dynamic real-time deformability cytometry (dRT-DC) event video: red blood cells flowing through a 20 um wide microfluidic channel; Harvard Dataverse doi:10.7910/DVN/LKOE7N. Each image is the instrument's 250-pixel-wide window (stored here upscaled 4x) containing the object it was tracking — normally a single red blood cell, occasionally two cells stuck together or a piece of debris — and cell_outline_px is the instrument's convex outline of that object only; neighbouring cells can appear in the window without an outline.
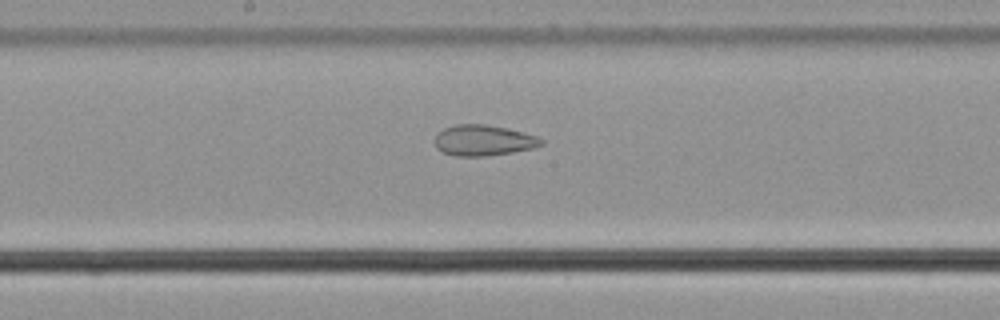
{"species": "common noctule bat (a hibernating species)", "species_latin": "Nyctalus noctula", "temperature_condition": "cold", "stored_images_in_passage": 39, "camera_frame_rate_fps": 3000, "um_per_image_px": 0.085, "animal": {"sex": "male", "body_mass_g": 21.5, "forearm_length_mm": 52.0}, "frame": {"image": 1, "passage_image": 20, "time_ms": 6.333, "image_size_px": [1000, 320], "cell_outline_px": [[544, 144], [532, 148], [512, 152], [488, 156], [456, 156], [444, 152], [436, 148], [436, 136], [444, 128], [456, 124], [484, 124], [504, 128], [536, 136], [544, 140]], "centroid_in_image_um": [41.09, 11.94], "position_along_channel_um": 207.1, "area_um2": 18.79}}
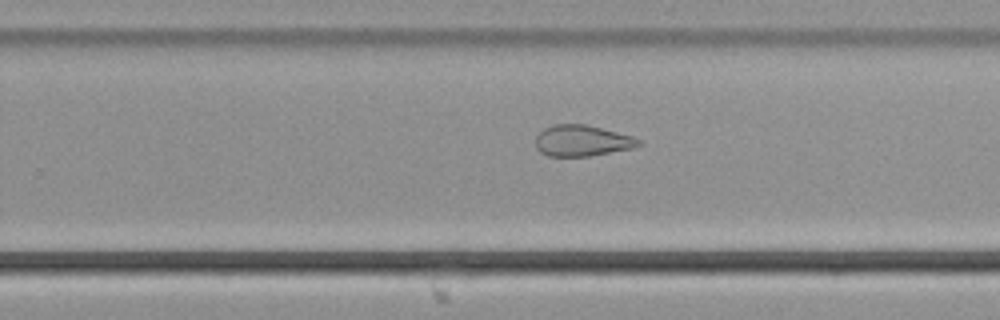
{"frame": {"image": 2, "passage_image": 26, "time_ms": 8.333, "image_size_px": [1000, 320], "cell_outline_px": [[644, 144], [632, 148], [588, 156], [548, 156], [540, 152], [536, 148], [536, 136], [544, 128], [556, 124], [584, 124], [632, 136], [640, 140]], "centroid_in_image_um": [49.46, 11.96], "position_along_channel_um": 280.3, "area_um2": 18.5}}
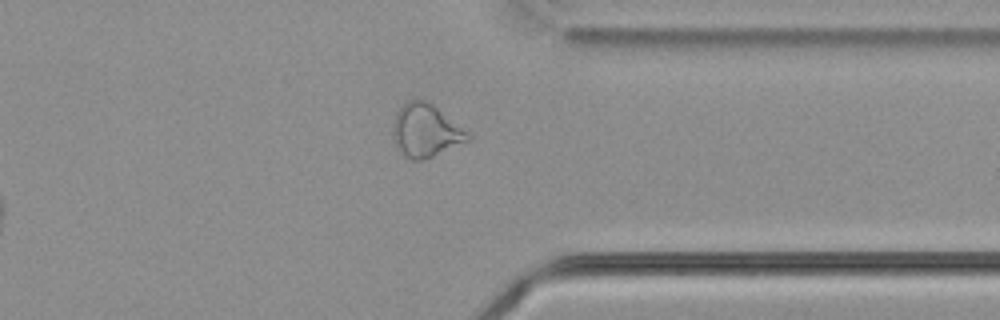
{"frame": {"image": 3, "passage_image": 34, "time_ms": 11.0, "image_size_px": [1000, 320], "cell_outline_px": [[472, 136], [468, 140], [432, 156], [420, 160], [412, 160], [404, 156], [396, 144], [392, 132], [392, 124], [396, 112], [400, 104], [408, 100], [424, 100], [432, 104], [468, 132]], "centroid_in_image_um": [36.13, 11.08], "position_along_channel_um": 375.3, "area_um2": 22.77}, "authors_computed_cell_mechanics": {"area_um2": 21.097, "velocity_mm_per_s": 3.6752, "shape_relaxation_time_tau1_ms": null, "shape_relaxation_time_tau2_ms": 3.4774, "deformation_change_tau1": null, "deformation_change_tau2": 0.1241}}